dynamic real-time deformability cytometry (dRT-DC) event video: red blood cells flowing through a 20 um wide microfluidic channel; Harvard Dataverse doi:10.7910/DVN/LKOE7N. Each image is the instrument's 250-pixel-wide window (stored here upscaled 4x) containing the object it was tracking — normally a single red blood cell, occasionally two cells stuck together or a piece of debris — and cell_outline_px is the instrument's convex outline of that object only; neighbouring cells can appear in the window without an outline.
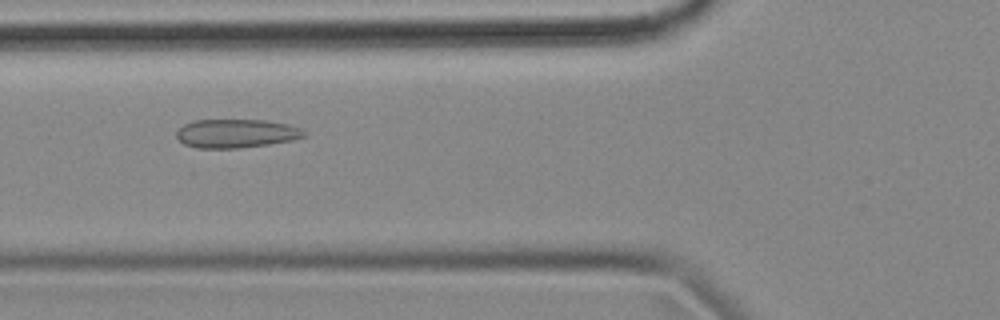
{"species": "common noctule bat (a hibernating species)", "species_latin": "Nyctalus noctula", "temperature_condition": "cold", "stored_images_in_passage": 53, "camera_frame_rate_fps": 3000, "um_per_image_px": 0.085, "animal": {"sex": "female", "body_mass_g": 18.4}, "frame": {"image": 1, "passage_image": 20, "time_ms": 6.333, "image_size_px": [1000, 320], "cell_outline_px": [[308, 136], [292, 140], [268, 144], [240, 148], [196, 148], [184, 144], [176, 136], [176, 132], [184, 124], [196, 120], [264, 120], [288, 124], [300, 128], [308, 132]], "centroid_in_image_um": [20.11, 11.34], "position_along_channel_um": 105.7, "area_um2": 21.39}}
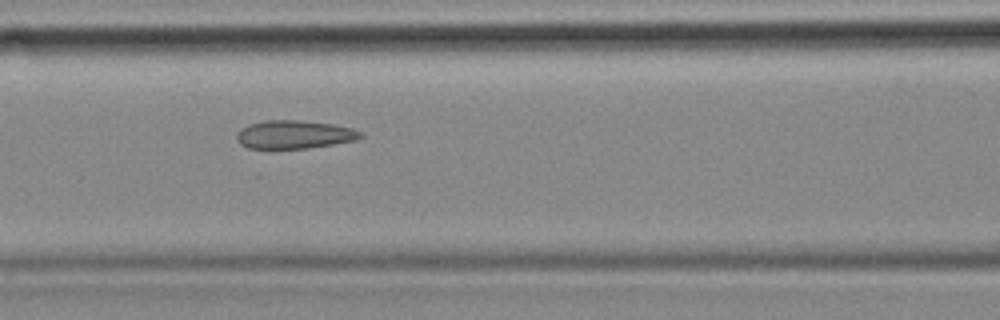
{"frame": {"image": 2, "passage_image": 23, "time_ms": 7.333, "image_size_px": [1000, 320], "cell_outline_px": [[364, 136], [356, 140], [308, 148], [248, 148], [240, 144], [236, 140], [236, 136], [248, 124], [264, 120], [300, 120], [332, 124], [352, 128], [364, 132]], "centroid_in_image_um": [25.05, 11.43], "position_along_channel_um": 141.6, "area_um2": 20.35}}
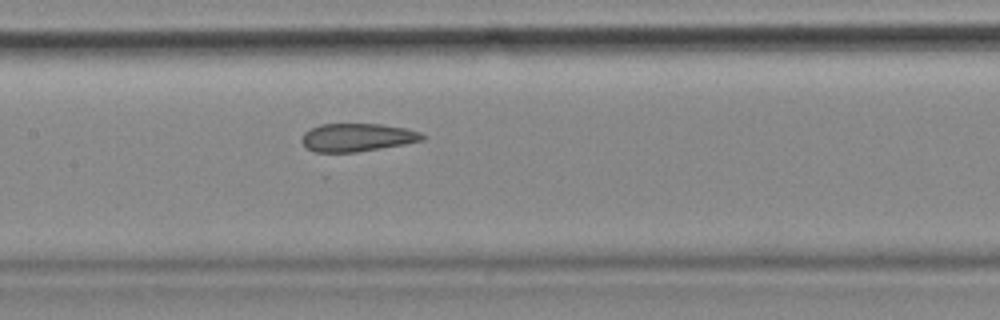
{"frame": {"image": 3, "passage_image": 26, "time_ms": 8.333, "image_size_px": [1000, 320], "cell_outline_px": [[424, 140], [404, 144], [356, 152], [316, 152], [308, 148], [300, 140], [304, 132], [320, 124], [380, 124], [408, 128], [420, 132], [424, 136]], "centroid_in_image_um": [30.37, 11.67], "position_along_channel_um": 177.0, "area_um2": 19.65}, "authors_computed_cell_mechanics": {"area_um2": 21.3282, "velocity_mm_per_s": 3.5631, "shape_relaxation_time_tau1_ms": null, "shape_relaxation_time_tau2_ms": 2.1648, "deformation_change_tau1": null, "deformation_change_tau2": 0.0888}}